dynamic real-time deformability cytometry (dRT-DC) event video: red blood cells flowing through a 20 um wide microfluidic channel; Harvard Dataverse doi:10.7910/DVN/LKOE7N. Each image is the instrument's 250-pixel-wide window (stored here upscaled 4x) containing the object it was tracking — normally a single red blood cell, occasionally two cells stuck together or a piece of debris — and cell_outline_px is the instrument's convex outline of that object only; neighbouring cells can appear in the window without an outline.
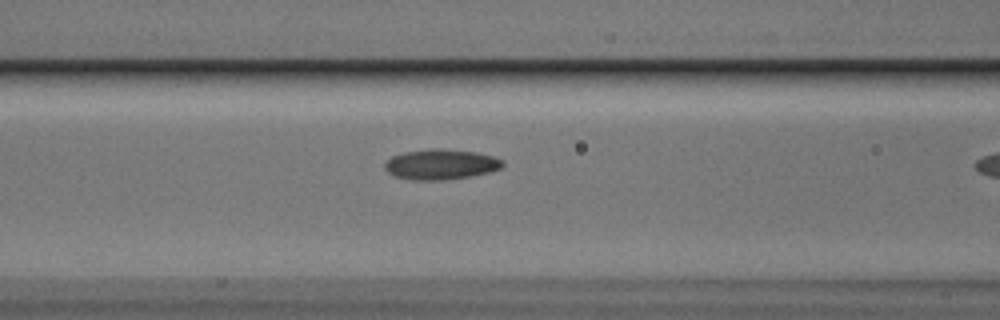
{"species": "Egyptian fruit bat (a non-hibernating species)", "species_latin": "Rousettus aegyptiacus", "temperature_condition": "cold", "stored_images_in_passage": 10, "camera_frame_rate_fps": 3000, "um_per_image_px": 0.085, "animal": {"sex": "male"}, "frame": {"image": 1, "passage_image": 9, "time_ms": 2.667, "image_size_px": [1000, 320], "cell_outline_px": [[504, 164], [500, 168], [492, 172], [444, 180], [412, 180], [396, 176], [388, 172], [384, 168], [384, 164], [392, 156], [404, 152], [428, 148], [436, 148], [476, 152], [492, 156], [500, 160]], "centroid_in_image_um": [37.45, 13.97], "position_along_channel_um": 129.2, "area_um2": 20.69}}